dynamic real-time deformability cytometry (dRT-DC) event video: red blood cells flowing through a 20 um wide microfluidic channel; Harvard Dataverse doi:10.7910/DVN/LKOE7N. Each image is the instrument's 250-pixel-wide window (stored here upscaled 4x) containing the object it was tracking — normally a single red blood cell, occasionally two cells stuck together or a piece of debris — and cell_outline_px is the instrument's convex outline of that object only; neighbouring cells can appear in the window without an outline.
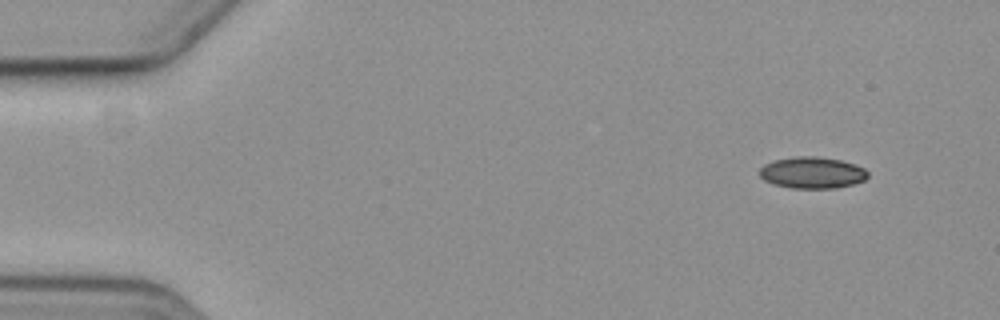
{"species": "common noctule bat (a hibernating species)", "species_latin": "Nyctalus noctula", "temperature_condition": "cold", "stored_images_in_passage": 6, "camera_frame_rate_fps": 3000, "um_per_image_px": 0.085, "animal": {"sex": "female", "body_mass_g": 19.3, "forearm_length_mm": 54.1}, "frame": {"image": 1, "passage_image": 1, "time_ms": 0.0, "image_size_px": [1000, 320], "cell_outline_px": [[868, 176], [864, 180], [852, 184], [836, 188], [792, 188], [776, 184], [764, 180], [760, 176], [760, 168], [764, 164], [772, 160], [792, 156], [816, 156], [840, 160], [856, 164], [864, 168], [868, 172]], "centroid_in_image_um": [69.03, 14.66], "position_along_channel_um": 16.0, "area_um2": 19.94}}
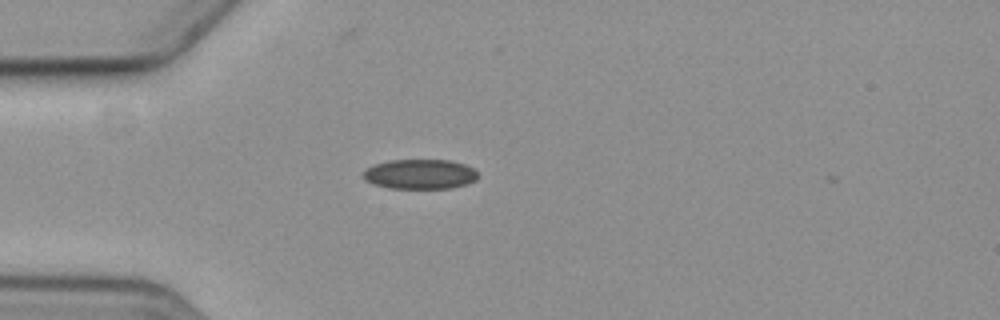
{"frame": {"image": 2, "passage_image": 4, "time_ms": 3.667, "image_size_px": [1000, 320], "cell_outline_px": [[480, 176], [476, 180], [452, 188], [388, 188], [364, 180], [364, 172], [368, 168], [376, 164], [388, 160], [448, 160], [464, 164], [472, 168]], "centroid_in_image_um": [35.72, 14.8], "position_along_channel_um": 49.3, "area_um2": 19.71}}
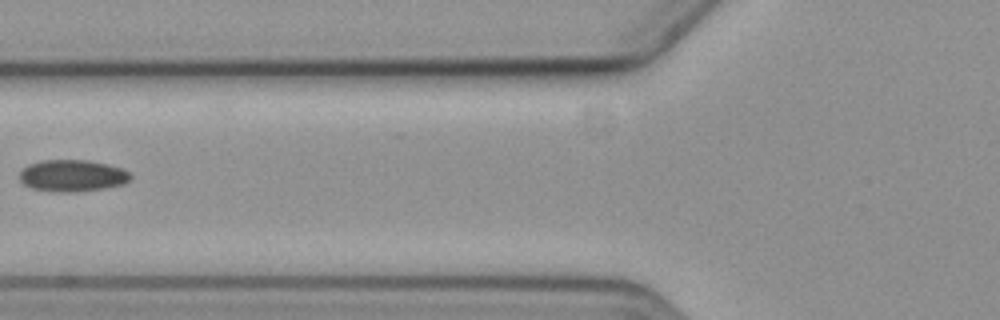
{"frame": {"image": 3, "passage_image": 6, "time_ms": 6.0, "image_size_px": [1000, 320], "cell_outline_px": [[132, 180], [124, 184], [104, 188], [76, 192], [52, 192], [32, 188], [24, 184], [20, 180], [20, 172], [28, 164], [40, 160], [88, 160], [108, 164], [120, 168], [128, 172], [132, 176]], "centroid_in_image_um": [6.16, 14.93], "position_along_channel_um": 119.6, "area_um2": 20.69}}